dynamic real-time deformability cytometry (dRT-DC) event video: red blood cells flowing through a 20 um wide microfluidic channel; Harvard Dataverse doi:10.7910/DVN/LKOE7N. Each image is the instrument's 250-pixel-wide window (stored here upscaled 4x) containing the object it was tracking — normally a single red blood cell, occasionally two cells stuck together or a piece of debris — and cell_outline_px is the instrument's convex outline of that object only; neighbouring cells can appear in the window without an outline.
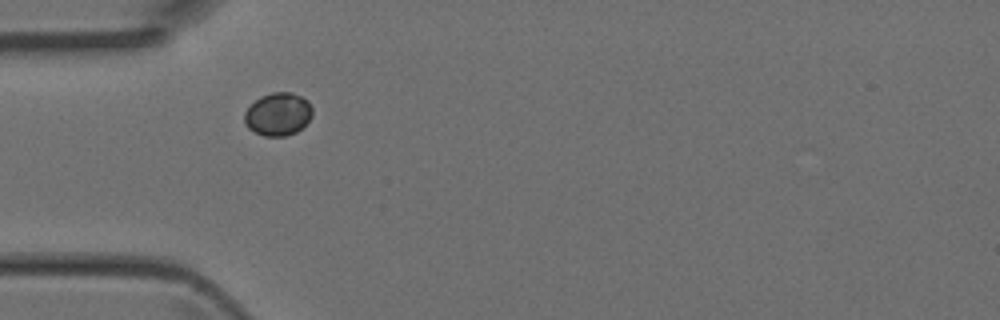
{"species": "Egyptian fruit bat (a non-hibernating species)", "species_latin": "Rousettus aegyptiacus", "temperature_condition": "room temperature", "stored_images_in_passage": 3, "camera_frame_rate_fps": 3000, "um_per_image_px": 0.085, "animal": {"sex": "female"}, "frame": {"image": 1, "passage_image": 2, "time_ms": 0.333, "image_size_px": [1000, 320], "cell_outline_px": [[312, 116], [296, 132], [284, 136], [264, 136], [248, 128], [244, 124], [244, 112], [260, 96], [272, 92], [292, 92], [308, 100], [312, 108]], "centroid_in_image_um": [23.62, 9.69], "position_along_channel_um": 61.4, "area_um2": 16.94}}
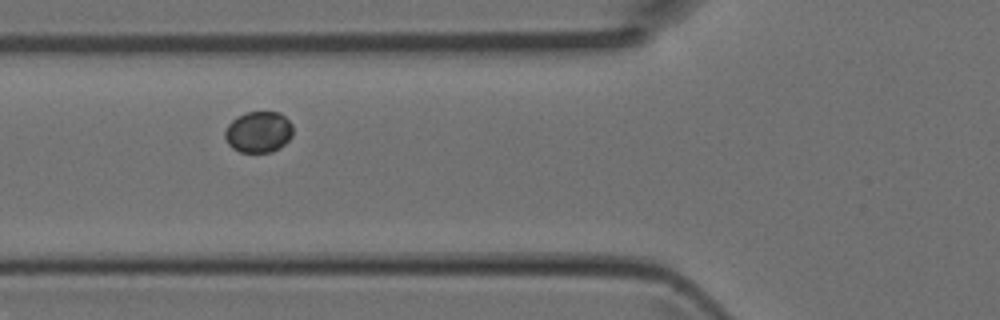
{"frame": {"image": 2, "passage_image": 3, "time_ms": 0.667, "image_size_px": [1000, 320], "cell_outline_px": [[292, 136], [280, 148], [272, 152], [240, 152], [232, 148], [228, 144], [224, 136], [224, 132], [228, 124], [236, 116], [248, 112], [280, 112], [292, 124]], "centroid_in_image_um": [21.96, 11.22], "position_along_channel_um": 103.8, "area_um2": 16.42}}